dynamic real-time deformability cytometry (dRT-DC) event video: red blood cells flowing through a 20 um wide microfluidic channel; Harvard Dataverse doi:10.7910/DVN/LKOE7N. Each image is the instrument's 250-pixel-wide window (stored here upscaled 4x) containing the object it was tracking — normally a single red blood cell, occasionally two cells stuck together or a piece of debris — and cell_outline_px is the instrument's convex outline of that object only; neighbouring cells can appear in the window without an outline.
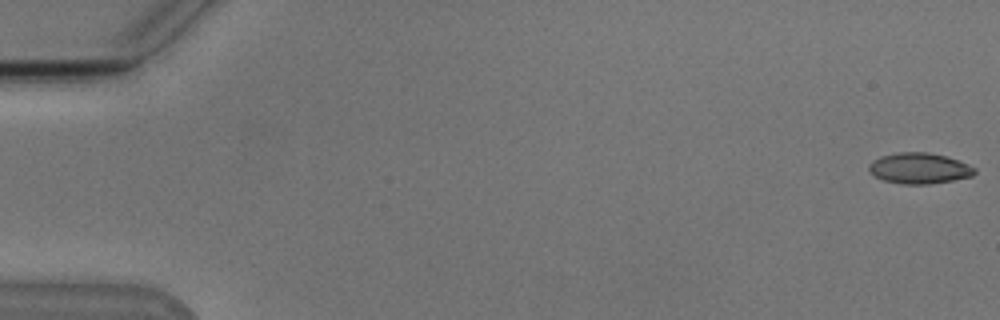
{"species": "Egyptian fruit bat (a non-hibernating species)", "species_latin": "Rousettus aegyptiacus", "temperature_condition": "cold", "stored_images_in_passage": 17, "camera_frame_rate_fps": 3000, "um_per_image_px": 0.085, "animal": {"sex": "male"}, "frame": {"image": 1, "passage_image": 1, "time_ms": 0.0, "image_size_px": [1000, 320], "cell_outline_px": [[976, 172], [972, 176], [952, 180], [928, 184], [904, 184], [884, 180], [872, 176], [868, 172], [868, 164], [872, 160], [880, 156], [896, 152], [928, 152], [944, 156], [968, 164], [976, 168]], "centroid_in_image_um": [78.08, 14.3], "position_along_channel_um": 6.9, "area_um2": 19.07}}
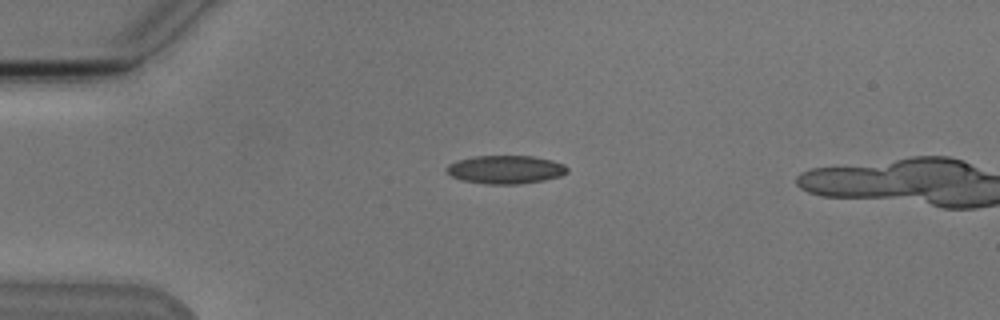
{"frame": {"image": 2, "passage_image": 14, "time_ms": 4.333, "image_size_px": [1000, 320], "cell_outline_px": [[568, 172], [560, 176], [544, 180], [520, 184], [484, 184], [460, 180], [452, 176], [448, 172], [448, 164], [456, 160], [476, 156], [532, 156], [552, 160], [564, 164], [568, 168]], "centroid_in_image_um": [42.98, 14.41], "position_along_channel_um": 42.0, "area_um2": 19.94}}